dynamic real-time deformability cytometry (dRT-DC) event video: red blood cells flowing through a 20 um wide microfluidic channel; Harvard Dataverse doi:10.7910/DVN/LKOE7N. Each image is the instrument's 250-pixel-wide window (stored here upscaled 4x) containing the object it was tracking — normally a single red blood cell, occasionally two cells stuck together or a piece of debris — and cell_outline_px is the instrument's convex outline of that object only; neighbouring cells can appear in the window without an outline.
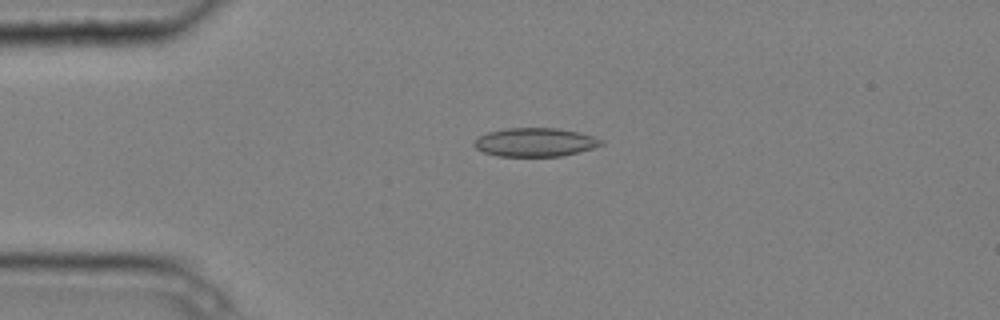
{"species": "common noctule bat (a hibernating species)", "species_latin": "Nyctalus noctula", "temperature_condition": "cold", "stored_images_in_passage": 5, "camera_frame_rate_fps": 3000, "um_per_image_px": 0.085, "animal": {"sex": "male", "body_mass_g": 20.4}, "frame": {"image": 1, "passage_image": 4, "time_ms": 1.0, "image_size_px": [1000, 320], "cell_outline_px": [[604, 144], [592, 148], [564, 156], [496, 156], [484, 152], [476, 148], [472, 144], [472, 140], [476, 136], [488, 132], [504, 128], [556, 128], [580, 132], [604, 140]], "centroid_in_image_um": [45.44, 12.08], "position_along_channel_um": 39.6, "area_um2": 21.44}}